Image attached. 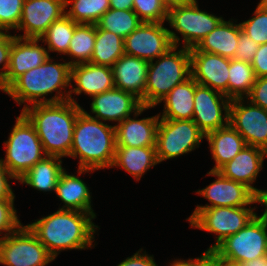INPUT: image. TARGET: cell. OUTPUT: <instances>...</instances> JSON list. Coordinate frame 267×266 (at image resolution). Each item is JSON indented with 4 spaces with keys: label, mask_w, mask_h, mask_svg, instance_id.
Masks as SVG:
<instances>
[{
    "label": "cell",
    "mask_w": 267,
    "mask_h": 266,
    "mask_svg": "<svg viewBox=\"0 0 267 266\" xmlns=\"http://www.w3.org/2000/svg\"><path fill=\"white\" fill-rule=\"evenodd\" d=\"M92 219L95 216L91 213L59 209L27 226L56 258L62 250H81L92 246L93 235L98 228Z\"/></svg>",
    "instance_id": "cell-1"
},
{
    "label": "cell",
    "mask_w": 267,
    "mask_h": 266,
    "mask_svg": "<svg viewBox=\"0 0 267 266\" xmlns=\"http://www.w3.org/2000/svg\"><path fill=\"white\" fill-rule=\"evenodd\" d=\"M83 110L70 100L56 103L24 105L22 113L35 127L46 156L70 155L74 126Z\"/></svg>",
    "instance_id": "cell-2"
},
{
    "label": "cell",
    "mask_w": 267,
    "mask_h": 266,
    "mask_svg": "<svg viewBox=\"0 0 267 266\" xmlns=\"http://www.w3.org/2000/svg\"><path fill=\"white\" fill-rule=\"evenodd\" d=\"M115 149V126L89 116L83 109L76 119L69 155L80 159L78 174L111 168Z\"/></svg>",
    "instance_id": "cell-3"
},
{
    "label": "cell",
    "mask_w": 267,
    "mask_h": 266,
    "mask_svg": "<svg viewBox=\"0 0 267 266\" xmlns=\"http://www.w3.org/2000/svg\"><path fill=\"white\" fill-rule=\"evenodd\" d=\"M70 78L71 65L68 62L56 63L48 57L43 64L18 77L4 92L19 105L25 101L29 102V106L30 104L63 102L69 100L70 94L67 92L68 94L64 95L61 90L69 85L73 87L70 84ZM54 91L57 92V95L49 99L45 98Z\"/></svg>",
    "instance_id": "cell-4"
},
{
    "label": "cell",
    "mask_w": 267,
    "mask_h": 266,
    "mask_svg": "<svg viewBox=\"0 0 267 266\" xmlns=\"http://www.w3.org/2000/svg\"><path fill=\"white\" fill-rule=\"evenodd\" d=\"M171 47L158 57L156 63L149 61L143 106L155 107L178 84L191 76L190 49Z\"/></svg>",
    "instance_id": "cell-5"
},
{
    "label": "cell",
    "mask_w": 267,
    "mask_h": 266,
    "mask_svg": "<svg viewBox=\"0 0 267 266\" xmlns=\"http://www.w3.org/2000/svg\"><path fill=\"white\" fill-rule=\"evenodd\" d=\"M4 144L6 158L1 162L17 180L46 157L35 127L22 112Z\"/></svg>",
    "instance_id": "cell-6"
},
{
    "label": "cell",
    "mask_w": 267,
    "mask_h": 266,
    "mask_svg": "<svg viewBox=\"0 0 267 266\" xmlns=\"http://www.w3.org/2000/svg\"><path fill=\"white\" fill-rule=\"evenodd\" d=\"M211 254L227 266L267 255V225L255 216L236 234L226 237Z\"/></svg>",
    "instance_id": "cell-7"
},
{
    "label": "cell",
    "mask_w": 267,
    "mask_h": 266,
    "mask_svg": "<svg viewBox=\"0 0 267 266\" xmlns=\"http://www.w3.org/2000/svg\"><path fill=\"white\" fill-rule=\"evenodd\" d=\"M55 258L26 225L0 237V263L6 266H46Z\"/></svg>",
    "instance_id": "cell-8"
},
{
    "label": "cell",
    "mask_w": 267,
    "mask_h": 266,
    "mask_svg": "<svg viewBox=\"0 0 267 266\" xmlns=\"http://www.w3.org/2000/svg\"><path fill=\"white\" fill-rule=\"evenodd\" d=\"M256 215L253 208L245 206L196 208L187 220L191 227L218 234L216 243L207 249L211 252L226 237L244 228Z\"/></svg>",
    "instance_id": "cell-9"
},
{
    "label": "cell",
    "mask_w": 267,
    "mask_h": 266,
    "mask_svg": "<svg viewBox=\"0 0 267 266\" xmlns=\"http://www.w3.org/2000/svg\"><path fill=\"white\" fill-rule=\"evenodd\" d=\"M205 134L193 120L160 119L156 138L158 163L191 152Z\"/></svg>",
    "instance_id": "cell-10"
},
{
    "label": "cell",
    "mask_w": 267,
    "mask_h": 266,
    "mask_svg": "<svg viewBox=\"0 0 267 266\" xmlns=\"http://www.w3.org/2000/svg\"><path fill=\"white\" fill-rule=\"evenodd\" d=\"M223 20L222 17L201 11L196 0L168 9L167 20L170 26L183 36V47L191 49L214 30Z\"/></svg>",
    "instance_id": "cell-11"
},
{
    "label": "cell",
    "mask_w": 267,
    "mask_h": 266,
    "mask_svg": "<svg viewBox=\"0 0 267 266\" xmlns=\"http://www.w3.org/2000/svg\"><path fill=\"white\" fill-rule=\"evenodd\" d=\"M163 23L142 22L124 38L125 54L154 61V58L165 54L171 47H178L180 38L175 32L164 28Z\"/></svg>",
    "instance_id": "cell-12"
},
{
    "label": "cell",
    "mask_w": 267,
    "mask_h": 266,
    "mask_svg": "<svg viewBox=\"0 0 267 266\" xmlns=\"http://www.w3.org/2000/svg\"><path fill=\"white\" fill-rule=\"evenodd\" d=\"M243 102L244 98L231 100L229 123L247 145L267 151V110L251 102L245 106Z\"/></svg>",
    "instance_id": "cell-13"
},
{
    "label": "cell",
    "mask_w": 267,
    "mask_h": 266,
    "mask_svg": "<svg viewBox=\"0 0 267 266\" xmlns=\"http://www.w3.org/2000/svg\"><path fill=\"white\" fill-rule=\"evenodd\" d=\"M230 103L231 99L224 94L198 84L195 87L192 120L205 135L225 127L229 124ZM223 109L225 116L222 113Z\"/></svg>",
    "instance_id": "cell-14"
},
{
    "label": "cell",
    "mask_w": 267,
    "mask_h": 266,
    "mask_svg": "<svg viewBox=\"0 0 267 266\" xmlns=\"http://www.w3.org/2000/svg\"><path fill=\"white\" fill-rule=\"evenodd\" d=\"M230 59L223 56L190 49L191 77L199 84L228 97Z\"/></svg>",
    "instance_id": "cell-15"
},
{
    "label": "cell",
    "mask_w": 267,
    "mask_h": 266,
    "mask_svg": "<svg viewBox=\"0 0 267 266\" xmlns=\"http://www.w3.org/2000/svg\"><path fill=\"white\" fill-rule=\"evenodd\" d=\"M65 0H24L18 30L20 38L39 39L56 20L66 14Z\"/></svg>",
    "instance_id": "cell-16"
},
{
    "label": "cell",
    "mask_w": 267,
    "mask_h": 266,
    "mask_svg": "<svg viewBox=\"0 0 267 266\" xmlns=\"http://www.w3.org/2000/svg\"><path fill=\"white\" fill-rule=\"evenodd\" d=\"M91 112L95 117L104 121H117L118 124L134 112L135 118L144 110L152 108L142 106L140 100L133 94L125 92L118 88L105 91L101 94L92 96Z\"/></svg>",
    "instance_id": "cell-17"
},
{
    "label": "cell",
    "mask_w": 267,
    "mask_h": 266,
    "mask_svg": "<svg viewBox=\"0 0 267 266\" xmlns=\"http://www.w3.org/2000/svg\"><path fill=\"white\" fill-rule=\"evenodd\" d=\"M208 175L216 176L217 180L197 193L209 200L211 205L196 208L213 207H244L256 202V194L246 185L223 177L218 171H209Z\"/></svg>",
    "instance_id": "cell-18"
},
{
    "label": "cell",
    "mask_w": 267,
    "mask_h": 266,
    "mask_svg": "<svg viewBox=\"0 0 267 266\" xmlns=\"http://www.w3.org/2000/svg\"><path fill=\"white\" fill-rule=\"evenodd\" d=\"M40 39L20 38L14 35L10 49L9 68L0 90L5 91L25 72L43 64L50 56L46 48L39 46ZM23 42V43H22Z\"/></svg>",
    "instance_id": "cell-19"
},
{
    "label": "cell",
    "mask_w": 267,
    "mask_h": 266,
    "mask_svg": "<svg viewBox=\"0 0 267 266\" xmlns=\"http://www.w3.org/2000/svg\"><path fill=\"white\" fill-rule=\"evenodd\" d=\"M71 82L75 81L73 90H69V100L78 104L72 99V92L79 95L84 92L86 95L94 96L115 88L112 67L82 63L71 66Z\"/></svg>",
    "instance_id": "cell-20"
},
{
    "label": "cell",
    "mask_w": 267,
    "mask_h": 266,
    "mask_svg": "<svg viewBox=\"0 0 267 266\" xmlns=\"http://www.w3.org/2000/svg\"><path fill=\"white\" fill-rule=\"evenodd\" d=\"M267 151L262 148L246 145L230 162L223 165L218 172L225 178L240 182L250 188L256 195L260 192L252 186Z\"/></svg>",
    "instance_id": "cell-21"
},
{
    "label": "cell",
    "mask_w": 267,
    "mask_h": 266,
    "mask_svg": "<svg viewBox=\"0 0 267 266\" xmlns=\"http://www.w3.org/2000/svg\"><path fill=\"white\" fill-rule=\"evenodd\" d=\"M149 61L122 55L112 66L115 88L133 94L143 106Z\"/></svg>",
    "instance_id": "cell-22"
},
{
    "label": "cell",
    "mask_w": 267,
    "mask_h": 266,
    "mask_svg": "<svg viewBox=\"0 0 267 266\" xmlns=\"http://www.w3.org/2000/svg\"><path fill=\"white\" fill-rule=\"evenodd\" d=\"M159 114L140 120L125 118L115 126L116 146L156 147Z\"/></svg>",
    "instance_id": "cell-23"
},
{
    "label": "cell",
    "mask_w": 267,
    "mask_h": 266,
    "mask_svg": "<svg viewBox=\"0 0 267 266\" xmlns=\"http://www.w3.org/2000/svg\"><path fill=\"white\" fill-rule=\"evenodd\" d=\"M205 138L209 142L212 157L216 162L211 171H218L247 145L230 123L225 127L208 132Z\"/></svg>",
    "instance_id": "cell-24"
},
{
    "label": "cell",
    "mask_w": 267,
    "mask_h": 266,
    "mask_svg": "<svg viewBox=\"0 0 267 266\" xmlns=\"http://www.w3.org/2000/svg\"><path fill=\"white\" fill-rule=\"evenodd\" d=\"M241 25L224 21L205 36L195 47L198 51L214 53L228 59L235 57Z\"/></svg>",
    "instance_id": "cell-25"
},
{
    "label": "cell",
    "mask_w": 267,
    "mask_h": 266,
    "mask_svg": "<svg viewBox=\"0 0 267 266\" xmlns=\"http://www.w3.org/2000/svg\"><path fill=\"white\" fill-rule=\"evenodd\" d=\"M198 83L190 76L176 85L162 100L164 110L161 119L192 120L194 113V93Z\"/></svg>",
    "instance_id": "cell-26"
},
{
    "label": "cell",
    "mask_w": 267,
    "mask_h": 266,
    "mask_svg": "<svg viewBox=\"0 0 267 266\" xmlns=\"http://www.w3.org/2000/svg\"><path fill=\"white\" fill-rule=\"evenodd\" d=\"M55 193L65 204L60 209L87 212L96 217L91 208L90 190L77 176L69 175L64 170L56 185Z\"/></svg>",
    "instance_id": "cell-27"
},
{
    "label": "cell",
    "mask_w": 267,
    "mask_h": 266,
    "mask_svg": "<svg viewBox=\"0 0 267 266\" xmlns=\"http://www.w3.org/2000/svg\"><path fill=\"white\" fill-rule=\"evenodd\" d=\"M158 164L156 147L116 146L114 161L111 167L125 169L136 180L150 168Z\"/></svg>",
    "instance_id": "cell-28"
},
{
    "label": "cell",
    "mask_w": 267,
    "mask_h": 266,
    "mask_svg": "<svg viewBox=\"0 0 267 266\" xmlns=\"http://www.w3.org/2000/svg\"><path fill=\"white\" fill-rule=\"evenodd\" d=\"M60 157L46 156L31 167L18 181L38 191L56 190L60 175L65 170Z\"/></svg>",
    "instance_id": "cell-29"
},
{
    "label": "cell",
    "mask_w": 267,
    "mask_h": 266,
    "mask_svg": "<svg viewBox=\"0 0 267 266\" xmlns=\"http://www.w3.org/2000/svg\"><path fill=\"white\" fill-rule=\"evenodd\" d=\"M124 54V39L96 26V39L90 63L112 67Z\"/></svg>",
    "instance_id": "cell-30"
},
{
    "label": "cell",
    "mask_w": 267,
    "mask_h": 266,
    "mask_svg": "<svg viewBox=\"0 0 267 266\" xmlns=\"http://www.w3.org/2000/svg\"><path fill=\"white\" fill-rule=\"evenodd\" d=\"M96 39V24L79 23L74 30L73 37L69 43L67 55L76 59L69 61L72 65L89 63L94 51Z\"/></svg>",
    "instance_id": "cell-31"
},
{
    "label": "cell",
    "mask_w": 267,
    "mask_h": 266,
    "mask_svg": "<svg viewBox=\"0 0 267 266\" xmlns=\"http://www.w3.org/2000/svg\"><path fill=\"white\" fill-rule=\"evenodd\" d=\"M255 79L256 77L253 67L250 63L235 58L230 59L228 98L231 100L236 98H247L251 93Z\"/></svg>",
    "instance_id": "cell-32"
},
{
    "label": "cell",
    "mask_w": 267,
    "mask_h": 266,
    "mask_svg": "<svg viewBox=\"0 0 267 266\" xmlns=\"http://www.w3.org/2000/svg\"><path fill=\"white\" fill-rule=\"evenodd\" d=\"M143 21L133 10L106 11L96 23L100 29L110 31L123 39L130 35Z\"/></svg>",
    "instance_id": "cell-33"
},
{
    "label": "cell",
    "mask_w": 267,
    "mask_h": 266,
    "mask_svg": "<svg viewBox=\"0 0 267 266\" xmlns=\"http://www.w3.org/2000/svg\"><path fill=\"white\" fill-rule=\"evenodd\" d=\"M78 24L79 23L74 22L65 14L59 20L54 21L39 39L42 40L43 43H47L48 51L66 54L75 27Z\"/></svg>",
    "instance_id": "cell-34"
},
{
    "label": "cell",
    "mask_w": 267,
    "mask_h": 266,
    "mask_svg": "<svg viewBox=\"0 0 267 266\" xmlns=\"http://www.w3.org/2000/svg\"><path fill=\"white\" fill-rule=\"evenodd\" d=\"M66 15L76 23L96 24L100 17L110 9L109 0H65Z\"/></svg>",
    "instance_id": "cell-35"
},
{
    "label": "cell",
    "mask_w": 267,
    "mask_h": 266,
    "mask_svg": "<svg viewBox=\"0 0 267 266\" xmlns=\"http://www.w3.org/2000/svg\"><path fill=\"white\" fill-rule=\"evenodd\" d=\"M254 12V17L240 23L241 29L257 44H265L267 43V8L258 3Z\"/></svg>",
    "instance_id": "cell-36"
},
{
    "label": "cell",
    "mask_w": 267,
    "mask_h": 266,
    "mask_svg": "<svg viewBox=\"0 0 267 266\" xmlns=\"http://www.w3.org/2000/svg\"><path fill=\"white\" fill-rule=\"evenodd\" d=\"M133 11L143 22L162 23L167 20L168 9L161 0H134Z\"/></svg>",
    "instance_id": "cell-37"
},
{
    "label": "cell",
    "mask_w": 267,
    "mask_h": 266,
    "mask_svg": "<svg viewBox=\"0 0 267 266\" xmlns=\"http://www.w3.org/2000/svg\"><path fill=\"white\" fill-rule=\"evenodd\" d=\"M24 0H0V29H18Z\"/></svg>",
    "instance_id": "cell-38"
},
{
    "label": "cell",
    "mask_w": 267,
    "mask_h": 266,
    "mask_svg": "<svg viewBox=\"0 0 267 266\" xmlns=\"http://www.w3.org/2000/svg\"><path fill=\"white\" fill-rule=\"evenodd\" d=\"M14 208V198H0V235L6 231L10 234L15 232L20 226L21 222L16 215Z\"/></svg>",
    "instance_id": "cell-39"
},
{
    "label": "cell",
    "mask_w": 267,
    "mask_h": 266,
    "mask_svg": "<svg viewBox=\"0 0 267 266\" xmlns=\"http://www.w3.org/2000/svg\"><path fill=\"white\" fill-rule=\"evenodd\" d=\"M258 48L259 44H257L241 29L234 58L251 64Z\"/></svg>",
    "instance_id": "cell-40"
},
{
    "label": "cell",
    "mask_w": 267,
    "mask_h": 266,
    "mask_svg": "<svg viewBox=\"0 0 267 266\" xmlns=\"http://www.w3.org/2000/svg\"><path fill=\"white\" fill-rule=\"evenodd\" d=\"M6 33H8L7 30L4 33V29H0V65L3 63L0 71V85L5 80L9 68L10 49L14 38V36Z\"/></svg>",
    "instance_id": "cell-41"
},
{
    "label": "cell",
    "mask_w": 267,
    "mask_h": 266,
    "mask_svg": "<svg viewBox=\"0 0 267 266\" xmlns=\"http://www.w3.org/2000/svg\"><path fill=\"white\" fill-rule=\"evenodd\" d=\"M263 109L267 110V76L255 79L251 93L246 99Z\"/></svg>",
    "instance_id": "cell-42"
},
{
    "label": "cell",
    "mask_w": 267,
    "mask_h": 266,
    "mask_svg": "<svg viewBox=\"0 0 267 266\" xmlns=\"http://www.w3.org/2000/svg\"><path fill=\"white\" fill-rule=\"evenodd\" d=\"M251 65L256 78L267 76V43L259 45Z\"/></svg>",
    "instance_id": "cell-43"
},
{
    "label": "cell",
    "mask_w": 267,
    "mask_h": 266,
    "mask_svg": "<svg viewBox=\"0 0 267 266\" xmlns=\"http://www.w3.org/2000/svg\"><path fill=\"white\" fill-rule=\"evenodd\" d=\"M140 249L137 253L123 260L117 266H158L154 261L153 256H148V254L144 253L141 255Z\"/></svg>",
    "instance_id": "cell-44"
},
{
    "label": "cell",
    "mask_w": 267,
    "mask_h": 266,
    "mask_svg": "<svg viewBox=\"0 0 267 266\" xmlns=\"http://www.w3.org/2000/svg\"><path fill=\"white\" fill-rule=\"evenodd\" d=\"M7 178L15 179V177L12 176V174L2 164L0 159V198H15Z\"/></svg>",
    "instance_id": "cell-45"
},
{
    "label": "cell",
    "mask_w": 267,
    "mask_h": 266,
    "mask_svg": "<svg viewBox=\"0 0 267 266\" xmlns=\"http://www.w3.org/2000/svg\"><path fill=\"white\" fill-rule=\"evenodd\" d=\"M211 255V252H204L201 257L196 259H188L186 260H175L173 263L170 264V266H200L209 256Z\"/></svg>",
    "instance_id": "cell-46"
},
{
    "label": "cell",
    "mask_w": 267,
    "mask_h": 266,
    "mask_svg": "<svg viewBox=\"0 0 267 266\" xmlns=\"http://www.w3.org/2000/svg\"><path fill=\"white\" fill-rule=\"evenodd\" d=\"M134 0H109L110 9L115 10H133Z\"/></svg>",
    "instance_id": "cell-47"
},
{
    "label": "cell",
    "mask_w": 267,
    "mask_h": 266,
    "mask_svg": "<svg viewBox=\"0 0 267 266\" xmlns=\"http://www.w3.org/2000/svg\"><path fill=\"white\" fill-rule=\"evenodd\" d=\"M256 202L264 204V206L266 207L263 214L259 217L267 225V190H260V192L256 195Z\"/></svg>",
    "instance_id": "cell-48"
},
{
    "label": "cell",
    "mask_w": 267,
    "mask_h": 266,
    "mask_svg": "<svg viewBox=\"0 0 267 266\" xmlns=\"http://www.w3.org/2000/svg\"><path fill=\"white\" fill-rule=\"evenodd\" d=\"M266 259H267V255L253 259V260L240 262V263L235 264L234 266H263V263H265Z\"/></svg>",
    "instance_id": "cell-49"
},
{
    "label": "cell",
    "mask_w": 267,
    "mask_h": 266,
    "mask_svg": "<svg viewBox=\"0 0 267 266\" xmlns=\"http://www.w3.org/2000/svg\"><path fill=\"white\" fill-rule=\"evenodd\" d=\"M200 266H227L224 262L218 261L212 254Z\"/></svg>",
    "instance_id": "cell-50"
},
{
    "label": "cell",
    "mask_w": 267,
    "mask_h": 266,
    "mask_svg": "<svg viewBox=\"0 0 267 266\" xmlns=\"http://www.w3.org/2000/svg\"><path fill=\"white\" fill-rule=\"evenodd\" d=\"M188 1L189 0H161V2L165 5L167 9L186 3Z\"/></svg>",
    "instance_id": "cell-51"
},
{
    "label": "cell",
    "mask_w": 267,
    "mask_h": 266,
    "mask_svg": "<svg viewBox=\"0 0 267 266\" xmlns=\"http://www.w3.org/2000/svg\"><path fill=\"white\" fill-rule=\"evenodd\" d=\"M263 7L267 8V0H261L259 2Z\"/></svg>",
    "instance_id": "cell-52"
},
{
    "label": "cell",
    "mask_w": 267,
    "mask_h": 266,
    "mask_svg": "<svg viewBox=\"0 0 267 266\" xmlns=\"http://www.w3.org/2000/svg\"><path fill=\"white\" fill-rule=\"evenodd\" d=\"M263 266H267V259H266L265 263H263Z\"/></svg>",
    "instance_id": "cell-53"
}]
</instances>
